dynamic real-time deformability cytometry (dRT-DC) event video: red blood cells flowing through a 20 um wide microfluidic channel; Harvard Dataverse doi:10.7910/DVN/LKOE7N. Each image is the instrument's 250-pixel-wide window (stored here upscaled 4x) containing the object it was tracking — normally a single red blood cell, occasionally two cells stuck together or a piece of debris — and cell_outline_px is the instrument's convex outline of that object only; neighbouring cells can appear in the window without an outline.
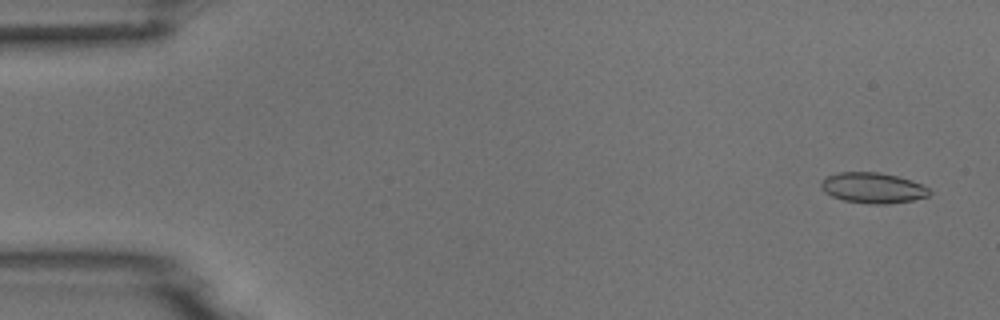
{"species": "common noctule bat (a hibernating species)", "species_latin": "Nyctalus noctula", "temperature_condition": "room temperature", "stored_images_in_passage": 53, "camera_frame_rate_fps": 3000, "um_per_image_px": 0.085, "animal": {"sex": "male", "body_mass_g": 18.8}, "frame": {"image": 1, "passage_image": 3, "time_ms": 0.667, "image_size_px": [1000, 320], "cell_outline_px": [[932, 192], [928, 196], [912, 200], [888, 204], [868, 204], [844, 200], [832, 196], [824, 192], [820, 188], [820, 184], [828, 176], [840, 172], [876, 172], [896, 176], [912, 180], [928, 188]], "centroid_in_image_um": [74.19, 15.98], "position_along_channel_um": 10.8, "area_um2": 19.19}}
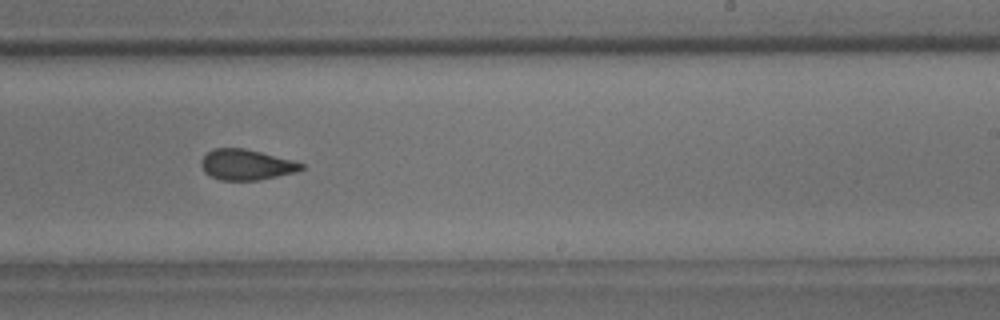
{"frame": {"image": 2, "passage_image": 33, "time_ms": 10.667, "image_size_px": [1000, 320], "cell_outline_px": [[304, 168], [296, 172], [256, 180], [220, 180], [204, 172], [200, 164], [200, 160], [208, 152], [216, 148], [244, 148], [292, 160], [304, 164]], "centroid_in_image_um": [20.91, 14.0], "position_along_channel_um": 268.1, "area_um2": 17.63}}
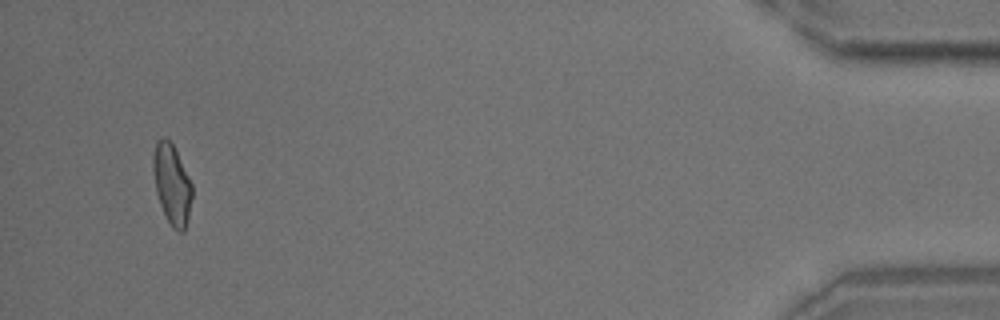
{"frame": {"image": 3, "passage_image": 51, "time_ms": 16.667, "image_size_px": [1000, 320], "cell_outline_px": [[192, 196], [188, 216], [184, 232], [176, 232], [172, 228], [160, 204], [156, 192], [152, 168], [152, 156], [156, 144], [160, 136], [164, 136], [172, 144], [192, 184]], "centroid_in_image_um": [14.59, 15.67], "position_along_channel_um": 420.6, "area_um2": 18.03}}